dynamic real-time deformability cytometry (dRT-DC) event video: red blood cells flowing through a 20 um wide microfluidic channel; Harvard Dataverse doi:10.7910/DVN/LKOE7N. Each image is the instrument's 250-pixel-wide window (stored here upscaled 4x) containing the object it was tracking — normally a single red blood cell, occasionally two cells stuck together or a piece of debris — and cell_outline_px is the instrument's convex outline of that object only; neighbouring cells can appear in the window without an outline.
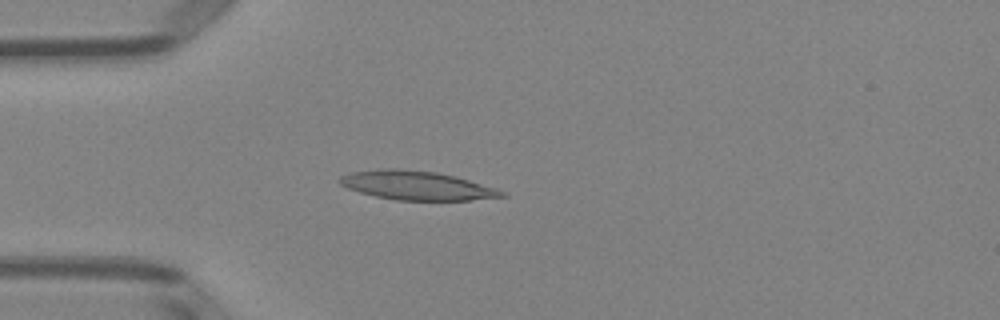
{"species": "Egyptian fruit bat (a non-hibernating species)", "species_latin": "Rousettus aegyptiacus", "temperature_condition": "room temperature", "stored_images_in_passage": 5, "camera_frame_rate_fps": 3000, "um_per_image_px": 0.085, "animal": {"sex": "female"}, "frame": {"image": 1, "passage_image": 4, "time_ms": 3.333, "image_size_px": [1000, 320], "cell_outline_px": [[508, 196], [472, 200], [396, 200], [376, 196], [360, 192], [348, 188], [340, 184], [336, 180], [340, 176], [352, 172], [380, 168], [396, 168], [436, 172], [456, 176], [496, 188], [508, 192]], "centroid_in_image_um": [35.44, 15.76], "position_along_channel_um": 49.6, "area_um2": 27.46}}